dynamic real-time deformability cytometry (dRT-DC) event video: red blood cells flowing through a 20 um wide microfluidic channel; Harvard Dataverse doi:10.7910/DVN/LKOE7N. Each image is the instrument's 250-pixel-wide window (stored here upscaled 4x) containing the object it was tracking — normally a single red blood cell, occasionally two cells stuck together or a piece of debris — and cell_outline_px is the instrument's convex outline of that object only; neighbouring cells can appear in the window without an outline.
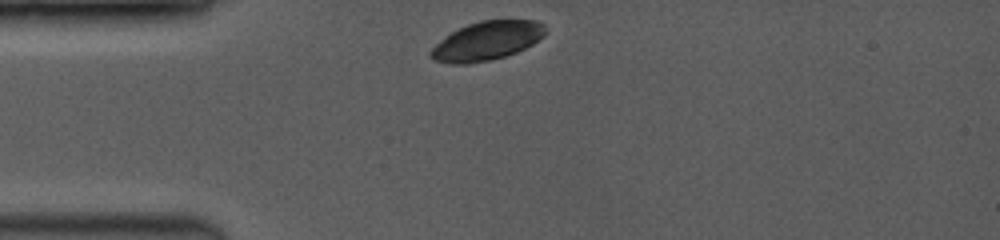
{"species": "common noctule bat (a hibernating species)", "species_latin": "Nyctalus noctula", "temperature_condition": "room temperature", "stored_images_in_passage": 20, "camera_frame_rate_fps": 3500, "um_per_image_px": 0.085, "animal": {"sex": "female", "body_mass_g": 19.0, "forearm_length_mm": 53.3}, "frame": {"image": 1, "passage_image": 1, "time_ms": 0.0, "image_size_px": [1000, 240], "cell_outline_px": [[544, 36], [532, 44], [516, 52], [504, 56], [488, 60], [468, 64], [452, 64], [436, 60], [428, 56], [428, 52], [444, 36], [468, 24], [480, 20], [536, 20], [544, 24]], "centroid_in_image_um": [41.36, 3.47], "position_along_channel_um": 43.6, "area_um2": 25.72}}
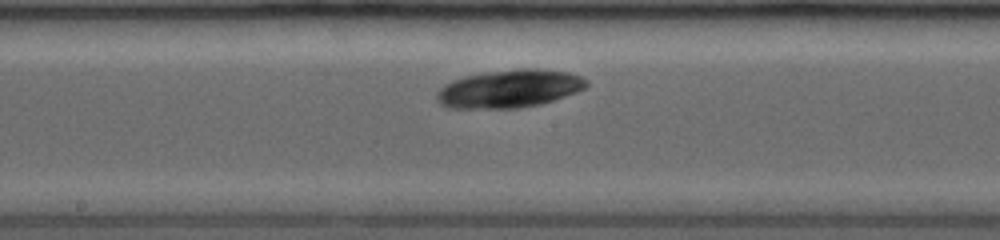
{"frame": {"image": 2, "passage_image": 12, "time_ms": 4.571, "image_size_px": [1000, 240], "cell_outline_px": [[588, 84], [584, 88], [576, 92], [540, 104], [516, 108], [448, 108], [440, 104], [436, 100], [436, 92], [444, 84], [452, 80], [464, 76], [484, 72], [516, 68], [536, 68], [568, 72], [580, 76], [588, 80]], "centroid_in_image_um": [43.25, 7.53], "position_along_channel_um": 204.9, "area_um2": 33.29}}
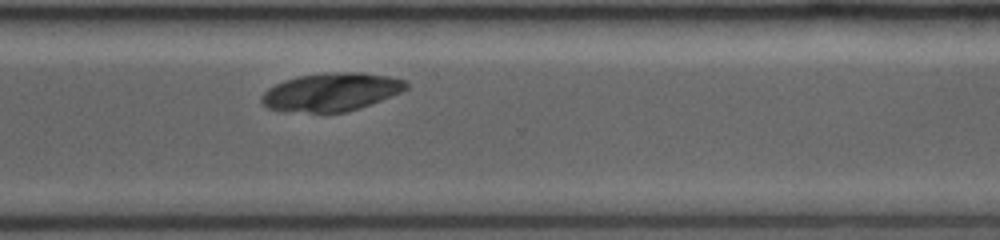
{"frame": {"image": 3, "passage_image": 20, "time_ms": 8.0, "image_size_px": [1000, 240], "cell_outline_px": [[408, 88], [400, 92], [360, 108], [348, 112], [312, 112], [268, 108], [260, 100], [264, 92], [268, 88], [284, 80], [300, 76], [344, 72], [360, 72], [388, 76], [404, 80], [408, 84]], "centroid_in_image_um": [28.18, 7.82], "position_along_channel_um": 342.4, "area_um2": 31.44}}